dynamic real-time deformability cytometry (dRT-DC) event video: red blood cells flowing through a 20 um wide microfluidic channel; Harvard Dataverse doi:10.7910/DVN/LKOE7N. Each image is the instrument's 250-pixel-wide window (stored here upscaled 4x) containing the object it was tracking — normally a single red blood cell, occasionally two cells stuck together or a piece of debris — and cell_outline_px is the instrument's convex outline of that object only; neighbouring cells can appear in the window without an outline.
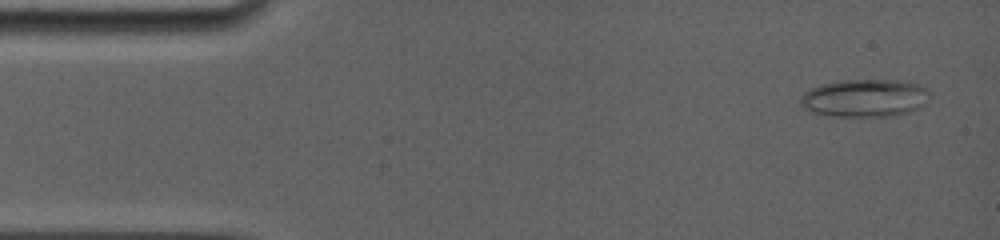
{"species": "common noctule bat (a hibernating species)", "species_latin": "Nyctalus noctula", "temperature_condition": "room temperature", "stored_images_in_passage": 24, "camera_frame_rate_fps": 5000, "um_per_image_px": 0.085, "animal": {"sex": "female", "body_mass_g": 19.0, "forearm_length_mm": 56.7}, "frame": {"image": 1, "passage_image": 2, "time_ms": 0.6, "image_size_px": [1000, 240], "cell_outline_px": [[928, 100], [920, 108], [908, 112], [888, 116], [832, 116], [812, 112], [800, 108], [800, 96], [812, 88], [836, 80], [900, 80], [920, 84], [928, 92]], "centroid_in_image_um": [73.48, 8.33], "position_along_channel_um": 11.5, "area_um2": 28.5}}
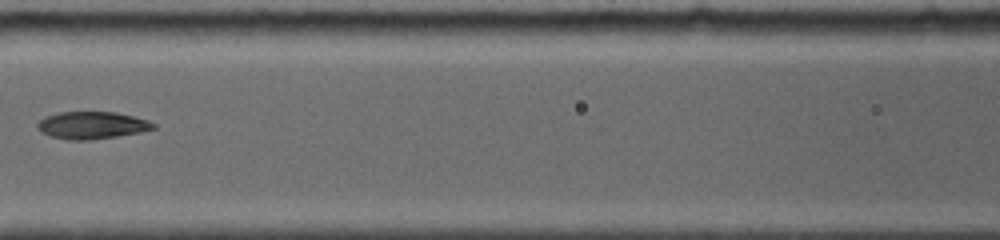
{"frame": {"image": 2, "passage_image": 12, "time_ms": 7.0, "image_size_px": [1000, 240], "cell_outline_px": [[156, 128], [140, 132], [116, 136], [88, 140], [68, 140], [52, 136], [36, 128], [36, 124], [40, 120], [48, 116], [60, 112], [116, 112], [136, 116], [148, 120], [156, 124]], "centroid_in_image_um": [7.86, 10.64], "position_along_channel_um": 158.7, "area_um2": 18.32}}
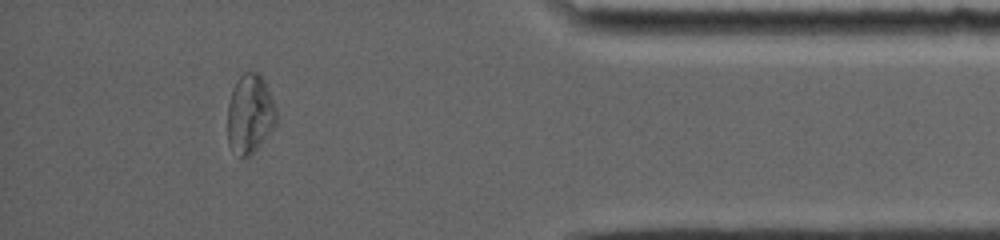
{"frame": {"image": 3, "passage_image": 23, "time_ms": 14.2, "image_size_px": [1000, 240], "cell_outline_px": [[280, 116], [276, 124], [252, 152], [248, 156], [240, 156], [228, 144], [228, 104], [232, 88], [236, 80], [244, 72], [260, 72], [264, 80]], "centroid_in_image_um": [21.26, 9.63], "position_along_channel_um": 413.9, "area_um2": 22.43}, "authors_computed_cell_mechanics": {"area_um2": 19.0162, "velocity_mm_per_s": 3.886, "shape_relaxation_time_tau1_ms": null, "shape_relaxation_time_tau2_ms": 3.4961, "deformation_change_tau1": null, "deformation_change_tau2": 0.0733}}